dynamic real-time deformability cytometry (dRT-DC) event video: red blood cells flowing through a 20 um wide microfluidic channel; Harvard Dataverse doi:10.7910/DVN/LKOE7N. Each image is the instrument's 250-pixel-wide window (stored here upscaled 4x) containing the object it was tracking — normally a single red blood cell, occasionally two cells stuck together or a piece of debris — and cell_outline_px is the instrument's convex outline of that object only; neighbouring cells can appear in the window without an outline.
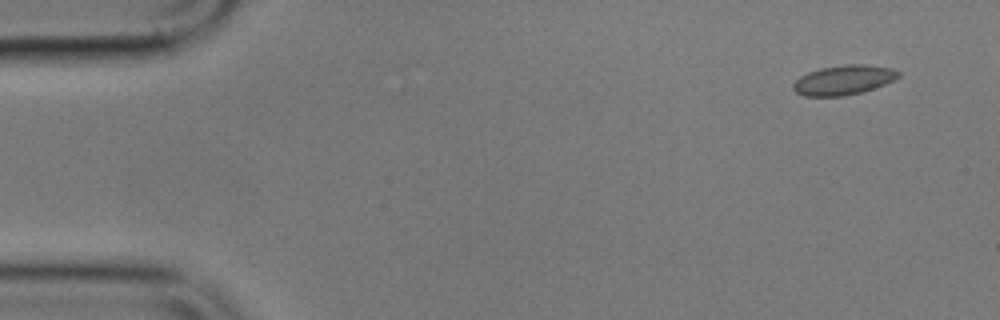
{"species": "common noctule bat (a hibernating species)", "species_latin": "Nyctalus noctula", "temperature_condition": "cold", "stored_images_in_passage": 4, "camera_frame_rate_fps": 3000, "um_per_image_px": 0.085, "animal": {"sex": "male", "body_mass_g": 17.9}, "frame": {"image": 1, "passage_image": 1, "time_ms": 0.0, "image_size_px": [1000, 320], "cell_outline_px": [[900, 76], [884, 84], [864, 92], [844, 96], [804, 96], [796, 92], [792, 88], [792, 84], [800, 76], [808, 72], [820, 68], [848, 64], [864, 64], [892, 68], [900, 72]], "centroid_in_image_um": [71.69, 6.8], "position_along_channel_um": 13.3, "area_um2": 18.21}}